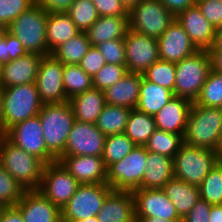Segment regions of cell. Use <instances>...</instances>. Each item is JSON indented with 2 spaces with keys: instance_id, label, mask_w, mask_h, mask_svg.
<instances>
[{
  "instance_id": "cell-1",
  "label": "cell",
  "mask_w": 222,
  "mask_h": 222,
  "mask_svg": "<svg viewBox=\"0 0 222 222\" xmlns=\"http://www.w3.org/2000/svg\"><path fill=\"white\" fill-rule=\"evenodd\" d=\"M222 134V108L192 103L183 142L219 153Z\"/></svg>"
},
{
  "instance_id": "cell-60",
  "label": "cell",
  "mask_w": 222,
  "mask_h": 222,
  "mask_svg": "<svg viewBox=\"0 0 222 222\" xmlns=\"http://www.w3.org/2000/svg\"><path fill=\"white\" fill-rule=\"evenodd\" d=\"M76 222H98L97 216L88 217L84 220L76 221Z\"/></svg>"
},
{
  "instance_id": "cell-39",
  "label": "cell",
  "mask_w": 222,
  "mask_h": 222,
  "mask_svg": "<svg viewBox=\"0 0 222 222\" xmlns=\"http://www.w3.org/2000/svg\"><path fill=\"white\" fill-rule=\"evenodd\" d=\"M66 14L80 32H85L100 17L94 3L90 0H75Z\"/></svg>"
},
{
  "instance_id": "cell-62",
  "label": "cell",
  "mask_w": 222,
  "mask_h": 222,
  "mask_svg": "<svg viewBox=\"0 0 222 222\" xmlns=\"http://www.w3.org/2000/svg\"><path fill=\"white\" fill-rule=\"evenodd\" d=\"M6 27L0 22V33H5Z\"/></svg>"
},
{
  "instance_id": "cell-58",
  "label": "cell",
  "mask_w": 222,
  "mask_h": 222,
  "mask_svg": "<svg viewBox=\"0 0 222 222\" xmlns=\"http://www.w3.org/2000/svg\"><path fill=\"white\" fill-rule=\"evenodd\" d=\"M136 222H182V220H166L160 217H135Z\"/></svg>"
},
{
  "instance_id": "cell-54",
  "label": "cell",
  "mask_w": 222,
  "mask_h": 222,
  "mask_svg": "<svg viewBox=\"0 0 222 222\" xmlns=\"http://www.w3.org/2000/svg\"><path fill=\"white\" fill-rule=\"evenodd\" d=\"M9 62V49L6 42V31L0 41V64Z\"/></svg>"
},
{
  "instance_id": "cell-13",
  "label": "cell",
  "mask_w": 222,
  "mask_h": 222,
  "mask_svg": "<svg viewBox=\"0 0 222 222\" xmlns=\"http://www.w3.org/2000/svg\"><path fill=\"white\" fill-rule=\"evenodd\" d=\"M63 69L64 64L53 54L42 57L35 84L43 104L68 101L63 86Z\"/></svg>"
},
{
  "instance_id": "cell-31",
  "label": "cell",
  "mask_w": 222,
  "mask_h": 222,
  "mask_svg": "<svg viewBox=\"0 0 222 222\" xmlns=\"http://www.w3.org/2000/svg\"><path fill=\"white\" fill-rule=\"evenodd\" d=\"M131 110L125 106L105 104L95 124L105 136L122 134Z\"/></svg>"
},
{
  "instance_id": "cell-30",
  "label": "cell",
  "mask_w": 222,
  "mask_h": 222,
  "mask_svg": "<svg viewBox=\"0 0 222 222\" xmlns=\"http://www.w3.org/2000/svg\"><path fill=\"white\" fill-rule=\"evenodd\" d=\"M173 96L174 93L168 88L161 87L143 77L140 84V94L136 109L154 116Z\"/></svg>"
},
{
  "instance_id": "cell-4",
  "label": "cell",
  "mask_w": 222,
  "mask_h": 222,
  "mask_svg": "<svg viewBox=\"0 0 222 222\" xmlns=\"http://www.w3.org/2000/svg\"><path fill=\"white\" fill-rule=\"evenodd\" d=\"M47 17L48 13L35 3L12 21L6 30L19 39L27 53L49 55L46 37Z\"/></svg>"
},
{
  "instance_id": "cell-65",
  "label": "cell",
  "mask_w": 222,
  "mask_h": 222,
  "mask_svg": "<svg viewBox=\"0 0 222 222\" xmlns=\"http://www.w3.org/2000/svg\"><path fill=\"white\" fill-rule=\"evenodd\" d=\"M3 36H4V33H0V41Z\"/></svg>"
},
{
  "instance_id": "cell-52",
  "label": "cell",
  "mask_w": 222,
  "mask_h": 222,
  "mask_svg": "<svg viewBox=\"0 0 222 222\" xmlns=\"http://www.w3.org/2000/svg\"><path fill=\"white\" fill-rule=\"evenodd\" d=\"M0 222H24V219L16 206L0 207Z\"/></svg>"
},
{
  "instance_id": "cell-5",
  "label": "cell",
  "mask_w": 222,
  "mask_h": 222,
  "mask_svg": "<svg viewBox=\"0 0 222 222\" xmlns=\"http://www.w3.org/2000/svg\"><path fill=\"white\" fill-rule=\"evenodd\" d=\"M218 154L183 142L173 158L174 178L199 186L218 163Z\"/></svg>"
},
{
  "instance_id": "cell-50",
  "label": "cell",
  "mask_w": 222,
  "mask_h": 222,
  "mask_svg": "<svg viewBox=\"0 0 222 222\" xmlns=\"http://www.w3.org/2000/svg\"><path fill=\"white\" fill-rule=\"evenodd\" d=\"M6 42L9 49V61L25 56L27 51L19 39L6 30Z\"/></svg>"
},
{
  "instance_id": "cell-22",
  "label": "cell",
  "mask_w": 222,
  "mask_h": 222,
  "mask_svg": "<svg viewBox=\"0 0 222 222\" xmlns=\"http://www.w3.org/2000/svg\"><path fill=\"white\" fill-rule=\"evenodd\" d=\"M192 101L184 97L173 96L153 117L156 129L184 135Z\"/></svg>"
},
{
  "instance_id": "cell-7",
  "label": "cell",
  "mask_w": 222,
  "mask_h": 222,
  "mask_svg": "<svg viewBox=\"0 0 222 222\" xmlns=\"http://www.w3.org/2000/svg\"><path fill=\"white\" fill-rule=\"evenodd\" d=\"M42 106L35 83L3 88V116L6 130L37 116Z\"/></svg>"
},
{
  "instance_id": "cell-29",
  "label": "cell",
  "mask_w": 222,
  "mask_h": 222,
  "mask_svg": "<svg viewBox=\"0 0 222 222\" xmlns=\"http://www.w3.org/2000/svg\"><path fill=\"white\" fill-rule=\"evenodd\" d=\"M80 31L66 13H48L46 23L47 47L52 54L59 46Z\"/></svg>"
},
{
  "instance_id": "cell-56",
  "label": "cell",
  "mask_w": 222,
  "mask_h": 222,
  "mask_svg": "<svg viewBox=\"0 0 222 222\" xmlns=\"http://www.w3.org/2000/svg\"><path fill=\"white\" fill-rule=\"evenodd\" d=\"M209 222H222V207L220 205H212Z\"/></svg>"
},
{
  "instance_id": "cell-44",
  "label": "cell",
  "mask_w": 222,
  "mask_h": 222,
  "mask_svg": "<svg viewBox=\"0 0 222 222\" xmlns=\"http://www.w3.org/2000/svg\"><path fill=\"white\" fill-rule=\"evenodd\" d=\"M96 48L103 55L106 63L126 66L124 39L108 40L98 44Z\"/></svg>"
},
{
  "instance_id": "cell-59",
  "label": "cell",
  "mask_w": 222,
  "mask_h": 222,
  "mask_svg": "<svg viewBox=\"0 0 222 222\" xmlns=\"http://www.w3.org/2000/svg\"><path fill=\"white\" fill-rule=\"evenodd\" d=\"M142 1L143 0H121L123 6L127 9L128 12Z\"/></svg>"
},
{
  "instance_id": "cell-23",
  "label": "cell",
  "mask_w": 222,
  "mask_h": 222,
  "mask_svg": "<svg viewBox=\"0 0 222 222\" xmlns=\"http://www.w3.org/2000/svg\"><path fill=\"white\" fill-rule=\"evenodd\" d=\"M97 220L98 222H136L132 192L113 190L106 197Z\"/></svg>"
},
{
  "instance_id": "cell-57",
  "label": "cell",
  "mask_w": 222,
  "mask_h": 222,
  "mask_svg": "<svg viewBox=\"0 0 222 222\" xmlns=\"http://www.w3.org/2000/svg\"><path fill=\"white\" fill-rule=\"evenodd\" d=\"M3 116V88L0 86V135H7Z\"/></svg>"
},
{
  "instance_id": "cell-12",
  "label": "cell",
  "mask_w": 222,
  "mask_h": 222,
  "mask_svg": "<svg viewBox=\"0 0 222 222\" xmlns=\"http://www.w3.org/2000/svg\"><path fill=\"white\" fill-rule=\"evenodd\" d=\"M6 138L15 146L38 157L44 164L57 161V158L46 147L38 115L12 126Z\"/></svg>"
},
{
  "instance_id": "cell-37",
  "label": "cell",
  "mask_w": 222,
  "mask_h": 222,
  "mask_svg": "<svg viewBox=\"0 0 222 222\" xmlns=\"http://www.w3.org/2000/svg\"><path fill=\"white\" fill-rule=\"evenodd\" d=\"M196 105L222 108V73L211 70L198 98Z\"/></svg>"
},
{
  "instance_id": "cell-40",
  "label": "cell",
  "mask_w": 222,
  "mask_h": 222,
  "mask_svg": "<svg viewBox=\"0 0 222 222\" xmlns=\"http://www.w3.org/2000/svg\"><path fill=\"white\" fill-rule=\"evenodd\" d=\"M27 190L0 165V207H14Z\"/></svg>"
},
{
  "instance_id": "cell-49",
  "label": "cell",
  "mask_w": 222,
  "mask_h": 222,
  "mask_svg": "<svg viewBox=\"0 0 222 222\" xmlns=\"http://www.w3.org/2000/svg\"><path fill=\"white\" fill-rule=\"evenodd\" d=\"M75 0H35L47 13H66Z\"/></svg>"
},
{
  "instance_id": "cell-43",
  "label": "cell",
  "mask_w": 222,
  "mask_h": 222,
  "mask_svg": "<svg viewBox=\"0 0 222 222\" xmlns=\"http://www.w3.org/2000/svg\"><path fill=\"white\" fill-rule=\"evenodd\" d=\"M35 4V0H0V22L7 26L22 12Z\"/></svg>"
},
{
  "instance_id": "cell-8",
  "label": "cell",
  "mask_w": 222,
  "mask_h": 222,
  "mask_svg": "<svg viewBox=\"0 0 222 222\" xmlns=\"http://www.w3.org/2000/svg\"><path fill=\"white\" fill-rule=\"evenodd\" d=\"M175 19L159 0H143L128 12L130 30L156 39Z\"/></svg>"
},
{
  "instance_id": "cell-61",
  "label": "cell",
  "mask_w": 222,
  "mask_h": 222,
  "mask_svg": "<svg viewBox=\"0 0 222 222\" xmlns=\"http://www.w3.org/2000/svg\"><path fill=\"white\" fill-rule=\"evenodd\" d=\"M218 164L221 166L222 168V153L218 154Z\"/></svg>"
},
{
  "instance_id": "cell-26",
  "label": "cell",
  "mask_w": 222,
  "mask_h": 222,
  "mask_svg": "<svg viewBox=\"0 0 222 222\" xmlns=\"http://www.w3.org/2000/svg\"><path fill=\"white\" fill-rule=\"evenodd\" d=\"M146 169L139 188L162 189L174 178L173 158L147 151Z\"/></svg>"
},
{
  "instance_id": "cell-6",
  "label": "cell",
  "mask_w": 222,
  "mask_h": 222,
  "mask_svg": "<svg viewBox=\"0 0 222 222\" xmlns=\"http://www.w3.org/2000/svg\"><path fill=\"white\" fill-rule=\"evenodd\" d=\"M175 64L174 96L184 97L195 102L211 71L207 50H198L192 56L184 58Z\"/></svg>"
},
{
  "instance_id": "cell-48",
  "label": "cell",
  "mask_w": 222,
  "mask_h": 222,
  "mask_svg": "<svg viewBox=\"0 0 222 222\" xmlns=\"http://www.w3.org/2000/svg\"><path fill=\"white\" fill-rule=\"evenodd\" d=\"M211 207L212 205L206 200L200 198L182 219V222H209Z\"/></svg>"
},
{
  "instance_id": "cell-28",
  "label": "cell",
  "mask_w": 222,
  "mask_h": 222,
  "mask_svg": "<svg viewBox=\"0 0 222 222\" xmlns=\"http://www.w3.org/2000/svg\"><path fill=\"white\" fill-rule=\"evenodd\" d=\"M165 195L173 203L181 219L200 199L199 186L188 184L182 180L172 178L163 187Z\"/></svg>"
},
{
  "instance_id": "cell-17",
  "label": "cell",
  "mask_w": 222,
  "mask_h": 222,
  "mask_svg": "<svg viewBox=\"0 0 222 222\" xmlns=\"http://www.w3.org/2000/svg\"><path fill=\"white\" fill-rule=\"evenodd\" d=\"M157 40L159 58L163 61L177 63L198 51L176 19Z\"/></svg>"
},
{
  "instance_id": "cell-24",
  "label": "cell",
  "mask_w": 222,
  "mask_h": 222,
  "mask_svg": "<svg viewBox=\"0 0 222 222\" xmlns=\"http://www.w3.org/2000/svg\"><path fill=\"white\" fill-rule=\"evenodd\" d=\"M141 73L128 72L116 84L104 90L106 104L135 109L140 94Z\"/></svg>"
},
{
  "instance_id": "cell-36",
  "label": "cell",
  "mask_w": 222,
  "mask_h": 222,
  "mask_svg": "<svg viewBox=\"0 0 222 222\" xmlns=\"http://www.w3.org/2000/svg\"><path fill=\"white\" fill-rule=\"evenodd\" d=\"M136 144L125 134H115L106 136L102 158L105 167L120 161L129 154Z\"/></svg>"
},
{
  "instance_id": "cell-11",
  "label": "cell",
  "mask_w": 222,
  "mask_h": 222,
  "mask_svg": "<svg viewBox=\"0 0 222 222\" xmlns=\"http://www.w3.org/2000/svg\"><path fill=\"white\" fill-rule=\"evenodd\" d=\"M81 184L59 162L45 164L39 191L60 210Z\"/></svg>"
},
{
  "instance_id": "cell-51",
  "label": "cell",
  "mask_w": 222,
  "mask_h": 222,
  "mask_svg": "<svg viewBox=\"0 0 222 222\" xmlns=\"http://www.w3.org/2000/svg\"><path fill=\"white\" fill-rule=\"evenodd\" d=\"M166 9L171 12L175 17L188 7L195 4V0H159Z\"/></svg>"
},
{
  "instance_id": "cell-2",
  "label": "cell",
  "mask_w": 222,
  "mask_h": 222,
  "mask_svg": "<svg viewBox=\"0 0 222 222\" xmlns=\"http://www.w3.org/2000/svg\"><path fill=\"white\" fill-rule=\"evenodd\" d=\"M38 116L46 147L58 158L65 150L69 133L75 122L72 107L69 101L43 104Z\"/></svg>"
},
{
  "instance_id": "cell-19",
  "label": "cell",
  "mask_w": 222,
  "mask_h": 222,
  "mask_svg": "<svg viewBox=\"0 0 222 222\" xmlns=\"http://www.w3.org/2000/svg\"><path fill=\"white\" fill-rule=\"evenodd\" d=\"M176 20L182 25L191 42L198 50L211 48L215 29L203 16L196 4L180 12L176 16Z\"/></svg>"
},
{
  "instance_id": "cell-46",
  "label": "cell",
  "mask_w": 222,
  "mask_h": 222,
  "mask_svg": "<svg viewBox=\"0 0 222 222\" xmlns=\"http://www.w3.org/2000/svg\"><path fill=\"white\" fill-rule=\"evenodd\" d=\"M105 64L103 55L95 46H92L78 65L85 73L93 77Z\"/></svg>"
},
{
  "instance_id": "cell-63",
  "label": "cell",
  "mask_w": 222,
  "mask_h": 222,
  "mask_svg": "<svg viewBox=\"0 0 222 222\" xmlns=\"http://www.w3.org/2000/svg\"><path fill=\"white\" fill-rule=\"evenodd\" d=\"M219 153H222V134H221V139L219 143Z\"/></svg>"
},
{
  "instance_id": "cell-33",
  "label": "cell",
  "mask_w": 222,
  "mask_h": 222,
  "mask_svg": "<svg viewBox=\"0 0 222 222\" xmlns=\"http://www.w3.org/2000/svg\"><path fill=\"white\" fill-rule=\"evenodd\" d=\"M91 47L86 33L79 32L59 46L52 54L64 65H76L80 63Z\"/></svg>"
},
{
  "instance_id": "cell-34",
  "label": "cell",
  "mask_w": 222,
  "mask_h": 222,
  "mask_svg": "<svg viewBox=\"0 0 222 222\" xmlns=\"http://www.w3.org/2000/svg\"><path fill=\"white\" fill-rule=\"evenodd\" d=\"M182 143V135L156 129L144 146L147 151L174 158Z\"/></svg>"
},
{
  "instance_id": "cell-41",
  "label": "cell",
  "mask_w": 222,
  "mask_h": 222,
  "mask_svg": "<svg viewBox=\"0 0 222 222\" xmlns=\"http://www.w3.org/2000/svg\"><path fill=\"white\" fill-rule=\"evenodd\" d=\"M200 198L210 205H220L222 202V168L217 163L199 185Z\"/></svg>"
},
{
  "instance_id": "cell-35",
  "label": "cell",
  "mask_w": 222,
  "mask_h": 222,
  "mask_svg": "<svg viewBox=\"0 0 222 222\" xmlns=\"http://www.w3.org/2000/svg\"><path fill=\"white\" fill-rule=\"evenodd\" d=\"M63 86L67 100L93 88L92 77L76 65H64Z\"/></svg>"
},
{
  "instance_id": "cell-55",
  "label": "cell",
  "mask_w": 222,
  "mask_h": 222,
  "mask_svg": "<svg viewBox=\"0 0 222 222\" xmlns=\"http://www.w3.org/2000/svg\"><path fill=\"white\" fill-rule=\"evenodd\" d=\"M207 51H222V27L215 30L213 44Z\"/></svg>"
},
{
  "instance_id": "cell-64",
  "label": "cell",
  "mask_w": 222,
  "mask_h": 222,
  "mask_svg": "<svg viewBox=\"0 0 222 222\" xmlns=\"http://www.w3.org/2000/svg\"><path fill=\"white\" fill-rule=\"evenodd\" d=\"M6 135H0V147H1V144L3 142V140L5 139Z\"/></svg>"
},
{
  "instance_id": "cell-14",
  "label": "cell",
  "mask_w": 222,
  "mask_h": 222,
  "mask_svg": "<svg viewBox=\"0 0 222 222\" xmlns=\"http://www.w3.org/2000/svg\"><path fill=\"white\" fill-rule=\"evenodd\" d=\"M124 44L128 72L143 74L148 67L160 59L156 38L128 29L124 37Z\"/></svg>"
},
{
  "instance_id": "cell-18",
  "label": "cell",
  "mask_w": 222,
  "mask_h": 222,
  "mask_svg": "<svg viewBox=\"0 0 222 222\" xmlns=\"http://www.w3.org/2000/svg\"><path fill=\"white\" fill-rule=\"evenodd\" d=\"M80 184L107 183V168L101 156L60 155L57 158Z\"/></svg>"
},
{
  "instance_id": "cell-16",
  "label": "cell",
  "mask_w": 222,
  "mask_h": 222,
  "mask_svg": "<svg viewBox=\"0 0 222 222\" xmlns=\"http://www.w3.org/2000/svg\"><path fill=\"white\" fill-rule=\"evenodd\" d=\"M135 217H160L166 220H182L173 203L162 189L139 188L132 191Z\"/></svg>"
},
{
  "instance_id": "cell-53",
  "label": "cell",
  "mask_w": 222,
  "mask_h": 222,
  "mask_svg": "<svg viewBox=\"0 0 222 222\" xmlns=\"http://www.w3.org/2000/svg\"><path fill=\"white\" fill-rule=\"evenodd\" d=\"M211 70L222 73V51H207Z\"/></svg>"
},
{
  "instance_id": "cell-25",
  "label": "cell",
  "mask_w": 222,
  "mask_h": 222,
  "mask_svg": "<svg viewBox=\"0 0 222 222\" xmlns=\"http://www.w3.org/2000/svg\"><path fill=\"white\" fill-rule=\"evenodd\" d=\"M78 122L95 124L106 102L104 91L92 88L68 100Z\"/></svg>"
},
{
  "instance_id": "cell-27",
  "label": "cell",
  "mask_w": 222,
  "mask_h": 222,
  "mask_svg": "<svg viewBox=\"0 0 222 222\" xmlns=\"http://www.w3.org/2000/svg\"><path fill=\"white\" fill-rule=\"evenodd\" d=\"M128 29V17L100 16L85 33L91 46L96 47L108 40L124 39Z\"/></svg>"
},
{
  "instance_id": "cell-10",
  "label": "cell",
  "mask_w": 222,
  "mask_h": 222,
  "mask_svg": "<svg viewBox=\"0 0 222 222\" xmlns=\"http://www.w3.org/2000/svg\"><path fill=\"white\" fill-rule=\"evenodd\" d=\"M112 191L107 183L81 184L61 209V222H76L97 216L106 197Z\"/></svg>"
},
{
  "instance_id": "cell-20",
  "label": "cell",
  "mask_w": 222,
  "mask_h": 222,
  "mask_svg": "<svg viewBox=\"0 0 222 222\" xmlns=\"http://www.w3.org/2000/svg\"><path fill=\"white\" fill-rule=\"evenodd\" d=\"M42 57L37 53H27L25 56L2 64L0 86L8 88L35 83Z\"/></svg>"
},
{
  "instance_id": "cell-9",
  "label": "cell",
  "mask_w": 222,
  "mask_h": 222,
  "mask_svg": "<svg viewBox=\"0 0 222 222\" xmlns=\"http://www.w3.org/2000/svg\"><path fill=\"white\" fill-rule=\"evenodd\" d=\"M147 150L136 145L123 159L107 168V184L115 191L139 189L146 169Z\"/></svg>"
},
{
  "instance_id": "cell-66",
  "label": "cell",
  "mask_w": 222,
  "mask_h": 222,
  "mask_svg": "<svg viewBox=\"0 0 222 222\" xmlns=\"http://www.w3.org/2000/svg\"><path fill=\"white\" fill-rule=\"evenodd\" d=\"M1 66H2V65L0 64V81H1Z\"/></svg>"
},
{
  "instance_id": "cell-47",
  "label": "cell",
  "mask_w": 222,
  "mask_h": 222,
  "mask_svg": "<svg viewBox=\"0 0 222 222\" xmlns=\"http://www.w3.org/2000/svg\"><path fill=\"white\" fill-rule=\"evenodd\" d=\"M99 16L128 17L121 0H93Z\"/></svg>"
},
{
  "instance_id": "cell-21",
  "label": "cell",
  "mask_w": 222,
  "mask_h": 222,
  "mask_svg": "<svg viewBox=\"0 0 222 222\" xmlns=\"http://www.w3.org/2000/svg\"><path fill=\"white\" fill-rule=\"evenodd\" d=\"M16 207L24 222H61V210L39 190H27Z\"/></svg>"
},
{
  "instance_id": "cell-45",
  "label": "cell",
  "mask_w": 222,
  "mask_h": 222,
  "mask_svg": "<svg viewBox=\"0 0 222 222\" xmlns=\"http://www.w3.org/2000/svg\"><path fill=\"white\" fill-rule=\"evenodd\" d=\"M195 4L215 30L222 27V0H200Z\"/></svg>"
},
{
  "instance_id": "cell-3",
  "label": "cell",
  "mask_w": 222,
  "mask_h": 222,
  "mask_svg": "<svg viewBox=\"0 0 222 222\" xmlns=\"http://www.w3.org/2000/svg\"><path fill=\"white\" fill-rule=\"evenodd\" d=\"M0 165L26 190H38L45 164L36 156L15 146L6 137L0 147Z\"/></svg>"
},
{
  "instance_id": "cell-32",
  "label": "cell",
  "mask_w": 222,
  "mask_h": 222,
  "mask_svg": "<svg viewBox=\"0 0 222 222\" xmlns=\"http://www.w3.org/2000/svg\"><path fill=\"white\" fill-rule=\"evenodd\" d=\"M156 130L152 115L132 109L126 124L125 134L138 146H144Z\"/></svg>"
},
{
  "instance_id": "cell-15",
  "label": "cell",
  "mask_w": 222,
  "mask_h": 222,
  "mask_svg": "<svg viewBox=\"0 0 222 222\" xmlns=\"http://www.w3.org/2000/svg\"><path fill=\"white\" fill-rule=\"evenodd\" d=\"M105 139L96 124L75 120L61 155L102 156Z\"/></svg>"
},
{
  "instance_id": "cell-38",
  "label": "cell",
  "mask_w": 222,
  "mask_h": 222,
  "mask_svg": "<svg viewBox=\"0 0 222 222\" xmlns=\"http://www.w3.org/2000/svg\"><path fill=\"white\" fill-rule=\"evenodd\" d=\"M142 75L146 80L168 88L174 93L176 79V64L174 62L159 59L148 67Z\"/></svg>"
},
{
  "instance_id": "cell-42",
  "label": "cell",
  "mask_w": 222,
  "mask_h": 222,
  "mask_svg": "<svg viewBox=\"0 0 222 222\" xmlns=\"http://www.w3.org/2000/svg\"><path fill=\"white\" fill-rule=\"evenodd\" d=\"M128 73L126 66L106 63L93 77V88L105 90L116 84Z\"/></svg>"
}]
</instances>
